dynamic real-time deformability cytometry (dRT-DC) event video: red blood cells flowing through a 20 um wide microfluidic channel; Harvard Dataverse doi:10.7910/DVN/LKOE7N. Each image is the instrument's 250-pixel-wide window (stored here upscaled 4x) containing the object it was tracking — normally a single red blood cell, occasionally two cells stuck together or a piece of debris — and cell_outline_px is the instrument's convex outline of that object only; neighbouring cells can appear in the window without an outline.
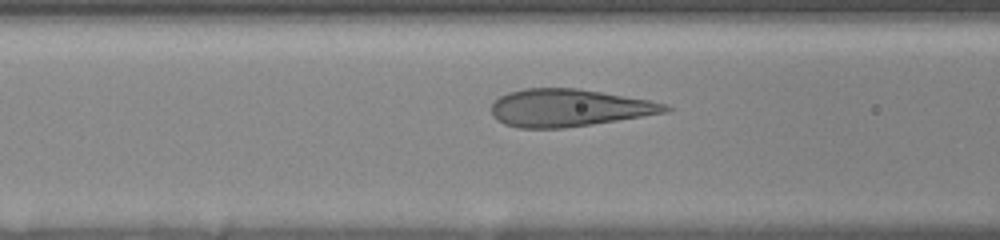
{"species": "human", "species_latin": "Homo sapiens", "temperature_condition": "room temperature", "stored_images_in_passage": 20, "camera_frame_rate_fps": 3000, "um_per_image_px": 0.085, "donor": {"sex": "female"}, "frame": {"image": 1, "passage_image": 15, "time_ms": 5.0, "image_size_px": [1000, 240], "cell_outline_px": [[672, 108], [668, 112], [592, 124], [564, 128], [516, 128], [504, 124], [496, 120], [492, 116], [492, 104], [500, 96], [508, 92], [524, 88], [580, 88], [648, 100], [668, 104]], "centroid_in_image_um": [48.33, 9.16], "position_along_channel_um": 118.3, "area_um2": 38.03}}